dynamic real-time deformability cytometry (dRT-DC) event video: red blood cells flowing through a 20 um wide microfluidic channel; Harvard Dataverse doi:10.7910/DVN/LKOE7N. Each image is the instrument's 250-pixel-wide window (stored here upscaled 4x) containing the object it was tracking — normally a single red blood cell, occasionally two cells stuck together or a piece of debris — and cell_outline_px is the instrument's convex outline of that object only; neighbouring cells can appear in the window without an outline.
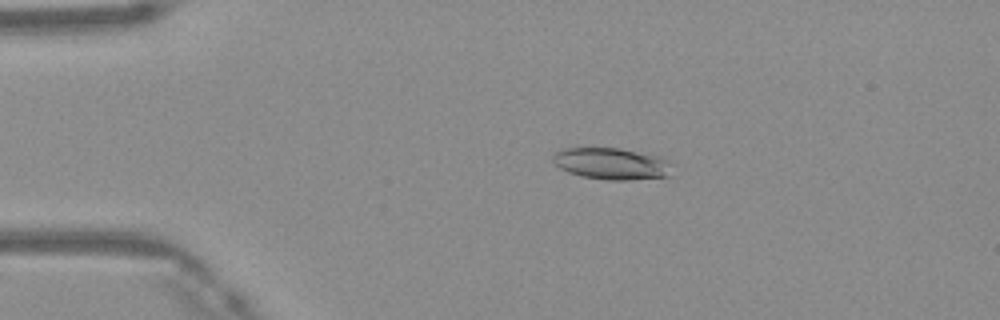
{"species": "Egyptian fruit bat (a non-hibernating species)", "species_latin": "Rousettus aegyptiacus", "temperature_condition": "warm", "stored_images_in_passage": 43, "camera_frame_rate_fps": 3000, "um_per_image_px": 0.085, "frame": {"image": 1, "passage_image": 5, "time_ms": 1.333, "image_size_px": [1000, 320], "cell_outline_px": [[672, 176], [632, 180], [608, 180], [580, 176], [568, 172], [560, 168], [552, 160], [552, 156], [560, 148], [620, 148], [660, 156], [668, 160]], "centroid_in_image_um": [51.99, 13.91], "position_along_channel_um": 33.0, "area_um2": 22.2}}
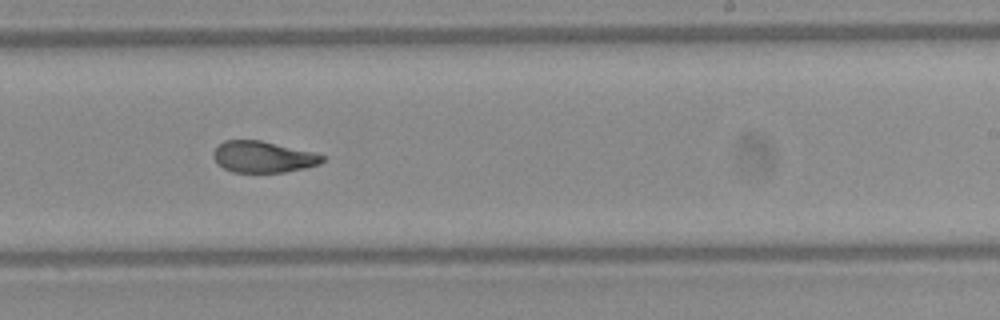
{"frame": {"image": 2, "passage_image": 25, "time_ms": 8.0, "image_size_px": [1000, 320], "cell_outline_px": [[328, 160], [320, 164], [304, 168], [284, 172], [232, 172], [216, 164], [212, 156], [212, 152], [224, 140], [260, 140], [312, 152], [328, 156]], "centroid_in_image_um": [22.37, 13.34], "position_along_channel_um": 266.6, "area_um2": 20.06}}
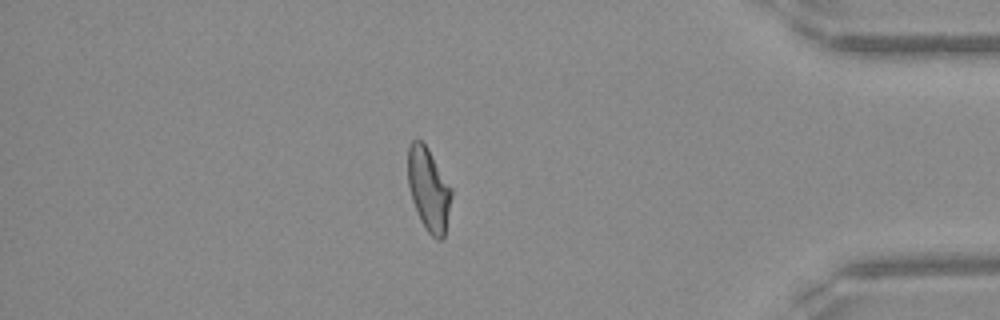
{"frame": {"image": 3, "passage_image": 37, "time_ms": 12.0, "image_size_px": [1000, 320], "cell_outline_px": [[452, 196], [444, 236], [440, 240], [436, 240], [428, 232], [420, 220], [412, 200], [408, 184], [408, 148], [412, 140], [420, 140], [428, 148], [452, 188]], "centroid_in_image_um": [36.44, 16.1], "position_along_channel_um": 398.8, "area_um2": 20.98}, "authors_computed_cell_mechanics": {"area_um2": 21.386, "velocity_mm_per_s": 4.1791, "shape_relaxation_time_tau1_ms": 8.3991, "shape_relaxation_time_tau2_ms": 2.0557, "deformation_change_tau1": 0.2244, "deformation_change_tau2": 0.0889}}